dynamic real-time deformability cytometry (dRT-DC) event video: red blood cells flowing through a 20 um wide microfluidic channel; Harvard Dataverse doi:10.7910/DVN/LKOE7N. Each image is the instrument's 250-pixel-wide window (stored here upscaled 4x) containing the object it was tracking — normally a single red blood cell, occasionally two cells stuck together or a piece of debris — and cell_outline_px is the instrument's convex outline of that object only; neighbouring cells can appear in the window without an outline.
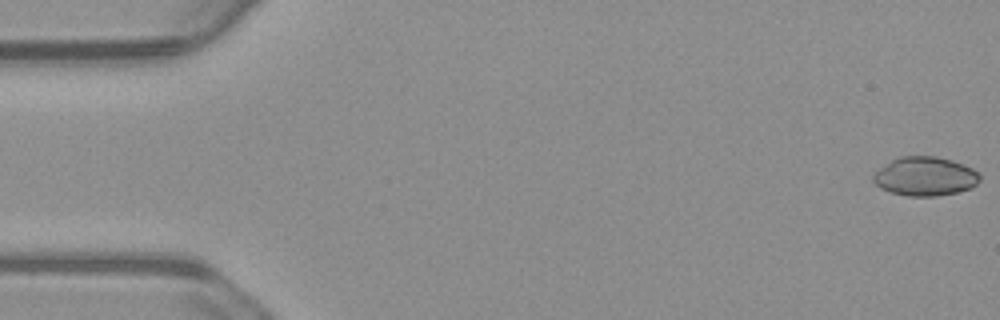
{"species": "common noctule bat (a hibernating species)", "species_latin": "Nyctalus noctula", "temperature_condition": "warm", "stored_images_in_passage": 55, "camera_frame_rate_fps": 3000, "um_per_image_px": 0.085, "animal": {"sex": "male", "body_mass_g": 23.1, "forearm_length_mm": 52.7}, "frame": {"image": 1, "passage_image": 1, "time_ms": 0.0, "image_size_px": [1000, 320], "cell_outline_px": [[980, 180], [972, 188], [956, 192], [936, 196], [908, 196], [892, 192], [880, 188], [872, 180], [872, 176], [880, 168], [892, 160], [900, 156], [936, 156], [952, 160], [964, 164], [972, 168], [980, 176]], "centroid_in_image_um": [78.64, 14.99], "position_along_channel_um": 6.4, "area_um2": 24.1}}
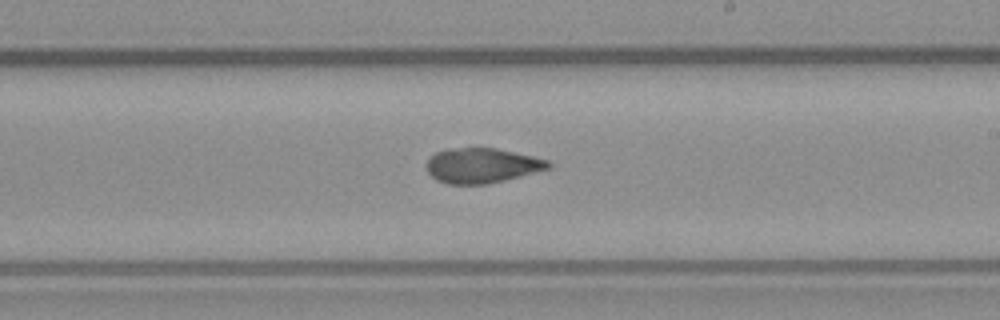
{"frame": {"image": 2, "passage_image": 32, "time_ms": 10.333, "image_size_px": [1000, 320], "cell_outline_px": [[552, 168], [488, 184], [448, 184], [436, 180], [428, 172], [424, 164], [428, 156], [436, 152], [448, 148], [496, 148], [532, 156], [548, 160], [552, 164]], "centroid_in_image_um": [40.92, 14.07], "position_along_channel_um": 248.1, "area_um2": 25.03}}
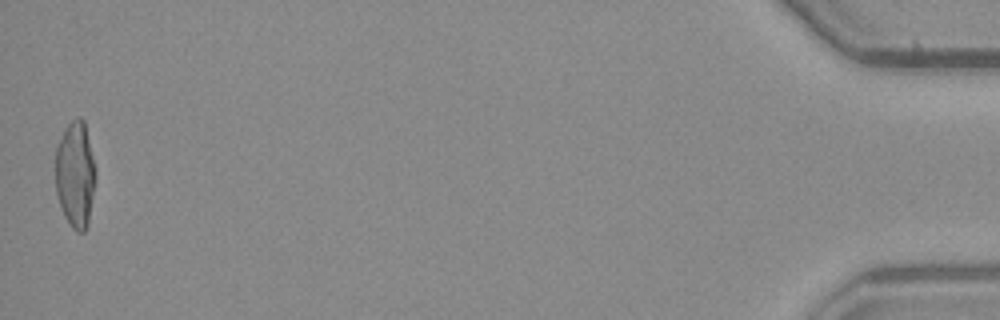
{"frame": {"image": 3, "passage_image": 55, "time_ms": 18.0, "image_size_px": [1000, 320], "cell_outline_px": [[96, 176], [88, 224], [84, 232], [76, 232], [72, 228], [64, 216], [56, 192], [56, 148], [64, 128], [76, 116], [80, 116], [84, 120], [96, 168]], "centroid_in_image_um": [6.41, 14.81], "position_along_channel_um": 428.8, "area_um2": 25.03}, "authors_computed_cell_mechanics": {"area_um2": 25.3164, "velocity_mm_per_s": 3.7284, "shape_relaxation_time_tau1_ms": null, "shape_relaxation_time_tau2_ms": 2.71, "deformation_change_tau1": null, "deformation_change_tau2": 0.0819}}